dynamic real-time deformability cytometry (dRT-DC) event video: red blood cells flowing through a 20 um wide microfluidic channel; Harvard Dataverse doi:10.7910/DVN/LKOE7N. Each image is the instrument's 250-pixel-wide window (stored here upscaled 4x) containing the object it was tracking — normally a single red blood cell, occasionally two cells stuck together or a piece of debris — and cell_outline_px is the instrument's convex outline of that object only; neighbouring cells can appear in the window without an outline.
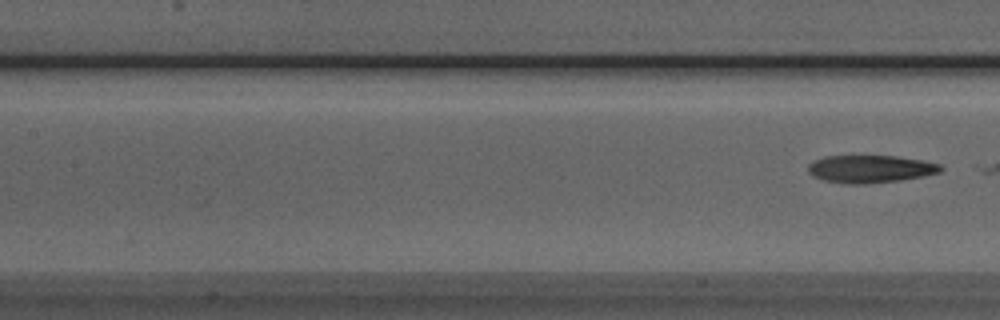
{"species": "Egyptian fruit bat (a non-hibernating species)", "species_latin": "Rousettus aegyptiacus", "temperature_condition": "room temperature", "stored_images_in_passage": 9, "camera_frame_rate_fps": 3000, "um_per_image_px": 0.085, "animal": {"sex": "male"}, "frame": {"image": 1, "passage_image": 9, "time_ms": 9.333, "image_size_px": [1000, 320], "cell_outline_px": [[944, 168], [940, 172], [924, 176], [900, 180], [864, 184], [848, 184], [824, 180], [812, 176], [808, 172], [808, 164], [812, 160], [824, 156], [896, 156], [924, 160], [940, 164]], "centroid_in_image_um": [73.97, 14.35], "position_along_channel_um": 133.4, "area_um2": 21.5}}